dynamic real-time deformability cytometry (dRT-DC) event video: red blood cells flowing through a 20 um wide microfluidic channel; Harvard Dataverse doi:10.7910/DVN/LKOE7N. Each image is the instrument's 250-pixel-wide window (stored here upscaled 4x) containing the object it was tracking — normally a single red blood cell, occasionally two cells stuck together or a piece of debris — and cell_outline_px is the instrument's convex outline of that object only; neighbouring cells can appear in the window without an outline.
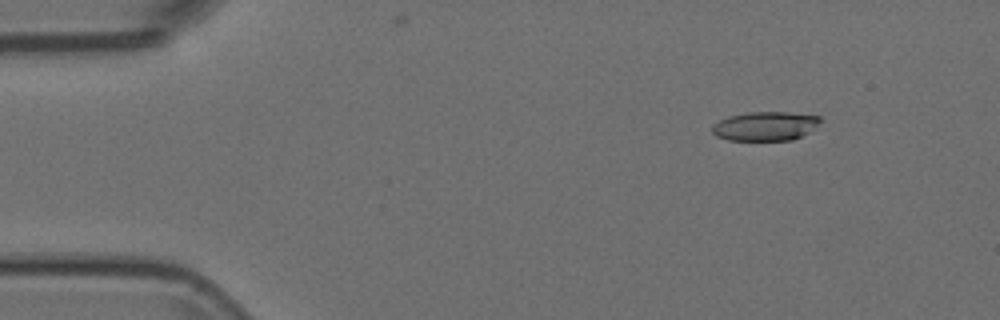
{"species": "Egyptian fruit bat (a non-hibernating species)", "species_latin": "Rousettus aegyptiacus", "temperature_condition": "room temperature", "stored_images_in_passage": 54, "camera_frame_rate_fps": 3000, "um_per_image_px": 0.085, "animal": {"sex": "female"}, "frame": {"image": 1, "passage_image": 7, "time_ms": 2.0, "image_size_px": [1000, 320], "cell_outline_px": [[824, 120], [808, 132], [792, 140], [728, 140], [716, 136], [712, 132], [712, 124], [728, 116], [748, 112], [788, 112], [820, 116]], "centroid_in_image_um": [65.04, 10.71], "position_along_channel_um": 20.0, "area_um2": 18.38}}
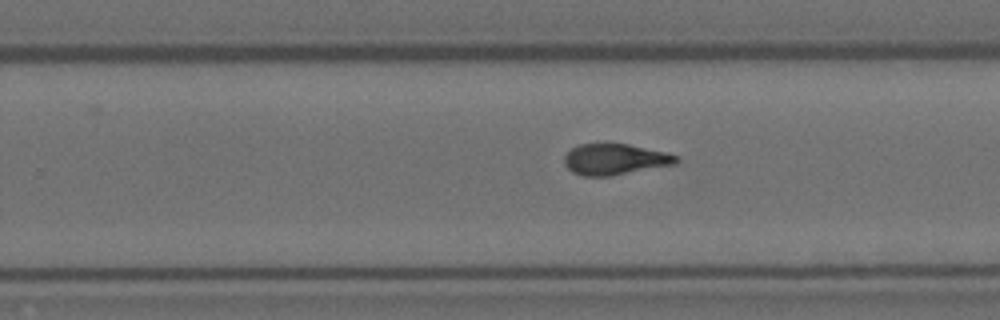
{"frame": {"image": 2, "passage_image": 34, "time_ms": 11.0, "image_size_px": [1000, 320], "cell_outline_px": [[680, 160], [676, 164], [612, 176], [584, 176], [572, 172], [564, 164], [564, 156], [572, 148], [580, 144], [628, 144], [668, 152], [680, 156]], "centroid_in_image_um": [52.32, 13.55], "position_along_channel_um": 277.5, "area_um2": 20.4}}
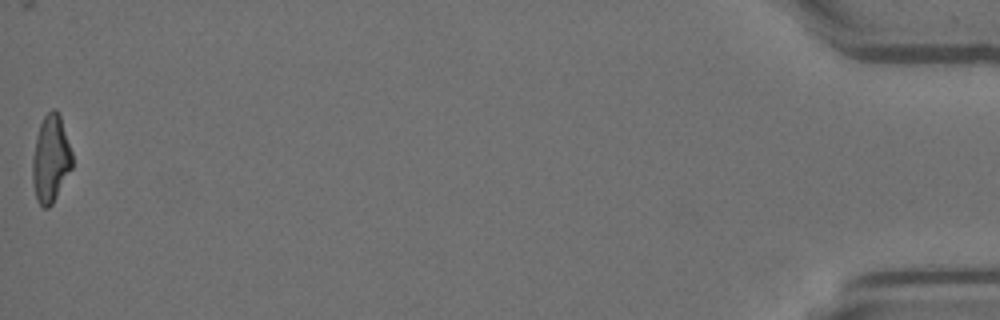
{"frame": {"image": 3, "passage_image": 54, "time_ms": 17.667, "image_size_px": [1000, 320], "cell_outline_px": [[72, 168], [52, 204], [48, 208], [44, 208], [36, 200], [32, 180], [32, 156], [36, 136], [40, 124], [44, 116], [52, 108], [56, 108], [60, 116], [72, 152]], "centroid_in_image_um": [4.3, 13.5], "position_along_channel_um": 430.9, "area_um2": 20.23}}